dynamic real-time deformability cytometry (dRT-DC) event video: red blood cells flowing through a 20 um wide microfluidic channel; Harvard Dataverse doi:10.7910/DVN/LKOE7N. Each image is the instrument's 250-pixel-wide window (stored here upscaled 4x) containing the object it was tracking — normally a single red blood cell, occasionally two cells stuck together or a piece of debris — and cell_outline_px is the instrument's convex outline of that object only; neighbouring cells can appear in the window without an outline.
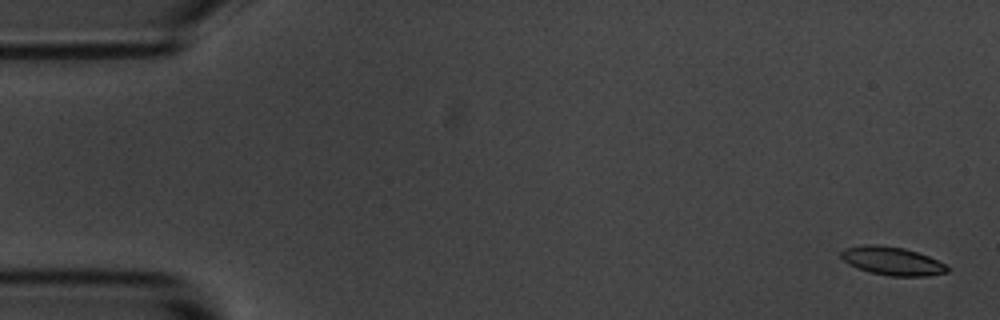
{"species": "common noctule bat (a hibernating species)", "species_latin": "Nyctalus noctula", "temperature_condition": "room temperature", "stored_images_in_passage": 5, "camera_frame_rate_fps": 3000, "um_per_image_px": 0.085, "animal": {"sex": "male", "body_mass_g": 20.1, "forearm_length_mm": 53.5}, "frame": {"image": 1, "passage_image": 1, "time_ms": 0.0, "image_size_px": [1000, 320], "cell_outline_px": [[952, 268], [948, 272], [928, 276], [888, 276], [872, 272], [848, 264], [840, 256], [840, 252], [844, 248], [864, 244], [876, 244], [904, 248], [928, 256]], "centroid_in_image_um": [75.84, 22.18], "position_along_channel_um": 9.2, "area_um2": 17.51}}
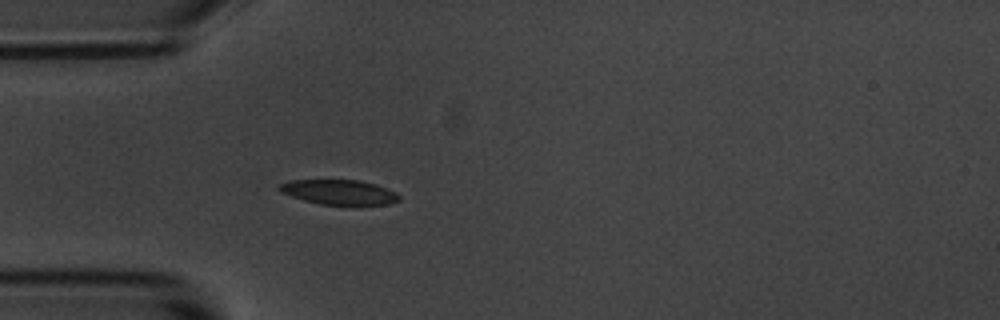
{"frame": {"image": 2, "passage_image": 5, "time_ms": 4.667, "image_size_px": [1000, 320], "cell_outline_px": [[400, 200], [388, 204], [360, 208], [352, 208], [320, 204], [304, 200], [280, 192], [276, 188], [280, 184], [292, 180], [360, 180], [376, 184], [396, 192], [400, 196]], "centroid_in_image_um": [28.9, 16.39], "position_along_channel_um": 56.1, "area_um2": 18.26}}